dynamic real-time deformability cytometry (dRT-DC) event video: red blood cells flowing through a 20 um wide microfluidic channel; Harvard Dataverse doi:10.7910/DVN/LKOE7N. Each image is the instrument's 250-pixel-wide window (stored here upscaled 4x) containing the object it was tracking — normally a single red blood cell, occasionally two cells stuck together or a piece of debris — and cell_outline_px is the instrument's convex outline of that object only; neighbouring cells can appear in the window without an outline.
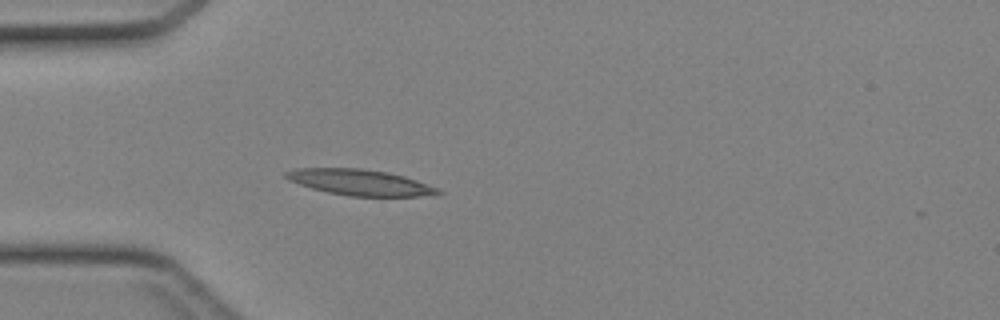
{"species": "Egyptian fruit bat (a non-hibernating species)", "species_latin": "Rousettus aegyptiacus", "temperature_condition": "cold", "stored_images_in_passage": 30, "camera_frame_rate_fps": 3000, "um_per_image_px": 0.085, "animal": {"sex": "female"}, "frame": {"image": 1, "passage_image": 4, "time_ms": 1.0, "image_size_px": [1000, 320], "cell_outline_px": [[444, 192], [416, 196], [348, 196], [328, 192], [312, 188], [288, 180], [284, 176], [284, 172], [296, 168], [360, 168], [388, 172], [404, 176], [416, 180], [436, 188]], "centroid_in_image_um": [30.53, 15.49], "position_along_channel_um": 54.5, "area_um2": 22.66}}
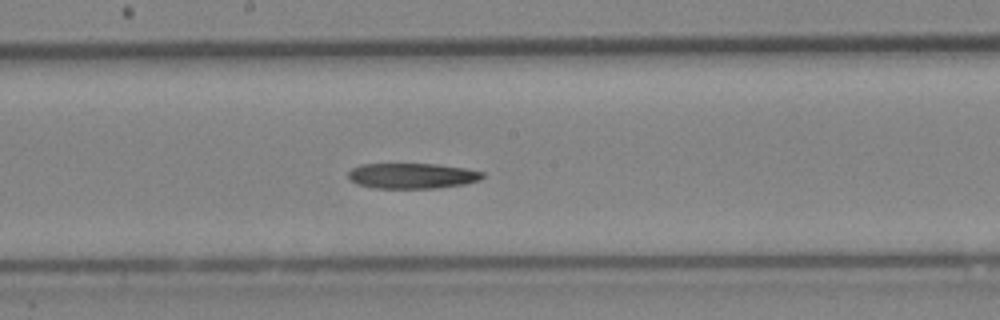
{"frame": {"image": 2, "passage_image": 15, "time_ms": 4.667, "image_size_px": [1000, 320], "cell_outline_px": [[484, 176], [480, 180], [464, 184], [436, 188], [372, 188], [356, 184], [348, 180], [348, 172], [352, 168], [360, 164], [436, 164], [464, 168], [484, 172]], "centroid_in_image_um": [34.99, 14.95], "position_along_channel_um": 213.2, "area_um2": 20.06}}
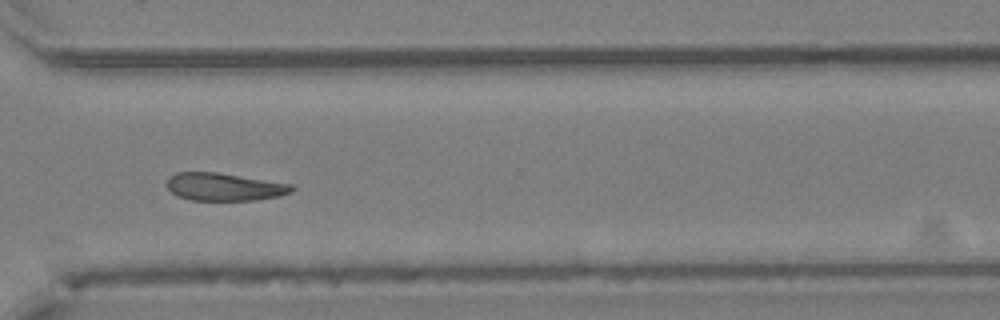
{"frame": {"image": 3, "passage_image": 24, "time_ms": 7.667, "image_size_px": [1000, 320], "cell_outline_px": [[296, 188], [292, 192], [280, 196], [256, 200], [192, 200], [176, 196], [168, 188], [168, 176], [176, 172], [216, 172], [292, 184]], "centroid_in_image_um": [19.08, 15.88], "position_along_channel_um": 351.5, "area_um2": 20.23}}